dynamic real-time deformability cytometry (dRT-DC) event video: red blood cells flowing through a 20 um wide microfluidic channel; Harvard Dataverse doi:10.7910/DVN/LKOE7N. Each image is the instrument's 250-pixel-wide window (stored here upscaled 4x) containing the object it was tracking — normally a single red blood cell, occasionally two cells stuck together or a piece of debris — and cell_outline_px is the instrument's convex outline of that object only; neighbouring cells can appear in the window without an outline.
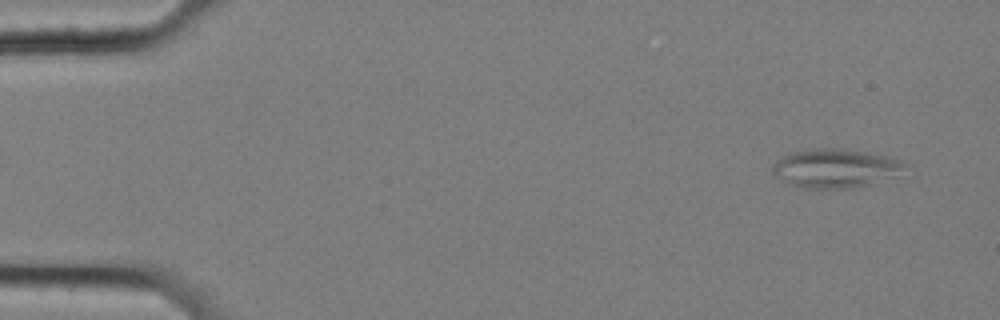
{"species": "common noctule bat (a hibernating species)", "species_latin": "Nyctalus noctula", "temperature_condition": "cold", "stored_images_in_passage": 19, "camera_frame_rate_fps": 3000, "um_per_image_px": 0.085, "animal": {"sex": "female", "body_mass_g": 25.1}, "frame": {"image": 1, "passage_image": 3, "time_ms": 0.667, "image_size_px": [1000, 320], "cell_outline_px": [[904, 164], [868, 184], [848, 188], [804, 188], [792, 184], [784, 180], [772, 172], [772, 164], [776, 160], [784, 156], [796, 152], [820, 148], [840, 148], [864, 152], [884, 156], [900, 160]], "centroid_in_image_um": [70.81, 14.28], "position_along_channel_um": 14.2, "area_um2": 28.03}}